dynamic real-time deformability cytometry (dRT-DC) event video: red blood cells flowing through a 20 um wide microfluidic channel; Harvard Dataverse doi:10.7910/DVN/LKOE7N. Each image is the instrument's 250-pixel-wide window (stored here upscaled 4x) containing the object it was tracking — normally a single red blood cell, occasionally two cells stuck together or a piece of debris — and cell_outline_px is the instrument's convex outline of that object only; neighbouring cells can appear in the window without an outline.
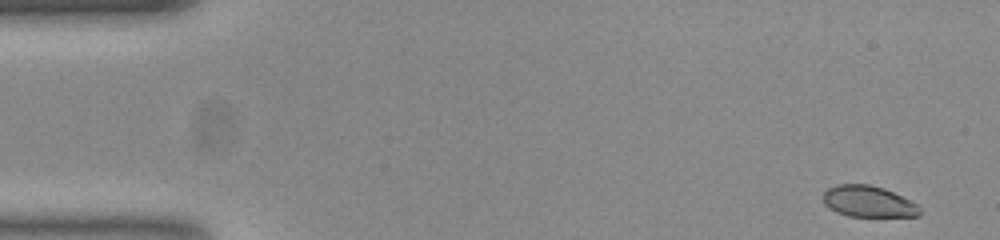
{"species": "common noctule bat (a hibernating species)", "species_latin": "Nyctalus noctula", "temperature_condition": "room temperature", "stored_images_in_passage": 52, "camera_frame_rate_fps": 3000, "um_per_image_px": 0.085, "animal": {"sex": "female", "body_mass_g": 23.0, "forearm_length_mm": 53.4}, "frame": {"image": 1, "passage_image": 1, "time_ms": 0.0, "image_size_px": [1000, 240], "cell_outline_px": [[920, 216], [848, 216], [836, 212], [828, 208], [824, 204], [820, 196], [828, 188], [836, 184], [868, 184], [884, 188], [916, 204], [920, 208]], "centroid_in_image_um": [73.73, 17.12], "position_along_channel_um": 11.3, "area_um2": 17.63}}
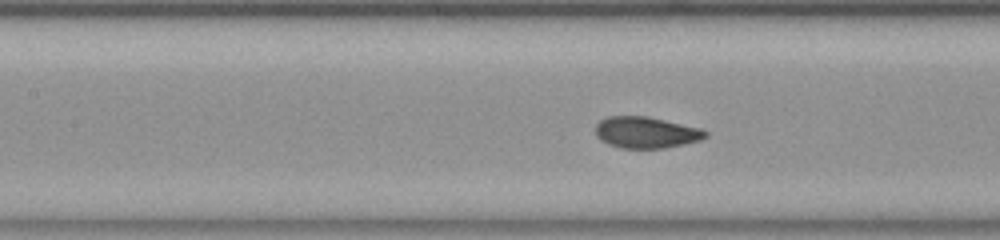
{"frame": {"image": 2, "passage_image": 22, "time_ms": 7.0, "image_size_px": [1000, 240], "cell_outline_px": [[708, 136], [700, 140], [684, 144], [664, 148], [620, 148], [608, 144], [600, 140], [596, 136], [596, 124], [600, 120], [608, 116], [648, 116], [700, 128], [708, 132]], "centroid_in_image_um": [54.9, 11.26], "position_along_channel_um": 152.5, "area_um2": 20.17}}
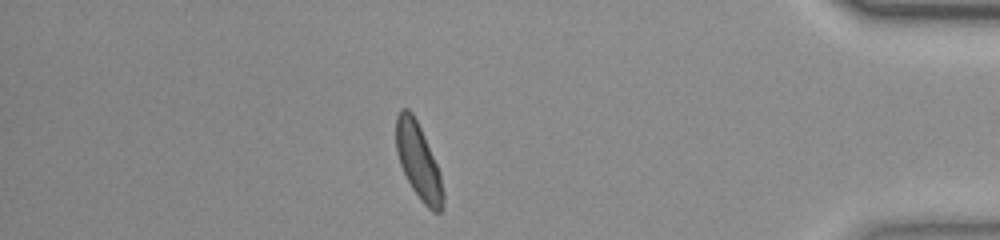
{"frame": {"image": 3, "passage_image": 45, "time_ms": 14.667, "image_size_px": [1000, 240], "cell_outline_px": [[444, 208], [440, 212], [432, 212], [420, 200], [412, 188], [400, 164], [396, 152], [396, 116], [400, 108], [408, 108], [412, 112], [424, 136], [440, 172], [444, 192]], "centroid_in_image_um": [35.57, 13.73], "position_along_channel_um": 399.6, "area_um2": 20.75}, "authors_computed_cell_mechanics": {"area_um2": 20.2011, "velocity_mm_per_s": 3.7718, "shape_relaxation_time_tau1_ms": 4.1371, "shape_relaxation_time_tau2_ms": null, "deformation_change_tau1": 0.1698, "deformation_change_tau2": null}}